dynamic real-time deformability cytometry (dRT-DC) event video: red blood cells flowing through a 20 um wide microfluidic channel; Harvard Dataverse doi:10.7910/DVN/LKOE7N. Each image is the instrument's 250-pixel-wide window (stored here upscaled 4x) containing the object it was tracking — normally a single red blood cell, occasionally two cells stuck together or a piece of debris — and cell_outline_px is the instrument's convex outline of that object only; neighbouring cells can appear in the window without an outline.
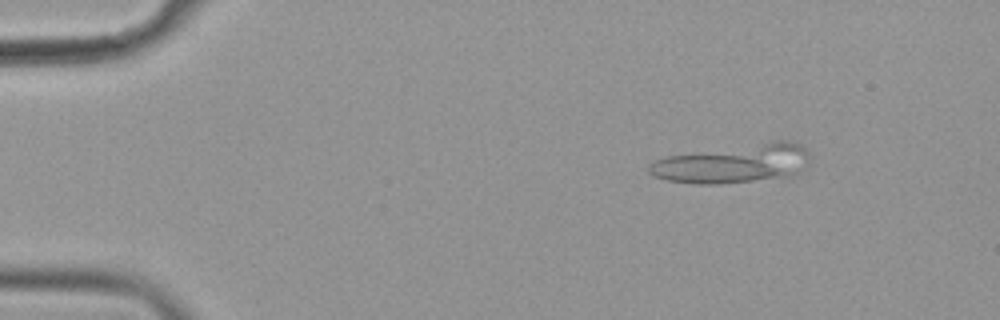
{"species": "common noctule bat (a hibernating species)", "species_latin": "Nyctalus noctula", "temperature_condition": "cold", "stored_images_in_passage": 18, "camera_frame_rate_fps": 3000, "um_per_image_px": 0.085, "animal": {"sex": "female", "body_mass_g": 19.9}, "frame": {"image": 1, "passage_image": 2, "time_ms": 0.333, "image_size_px": [1000, 320], "cell_outline_px": [[808, 164], [804, 168], [788, 176], [720, 184], [696, 184], [668, 180], [652, 176], [648, 172], [648, 164], [656, 160], [668, 156], [776, 140], [796, 140], [808, 152]], "centroid_in_image_um": [62.33, 13.9], "position_along_channel_um": 22.7, "area_um2": 36.01}}
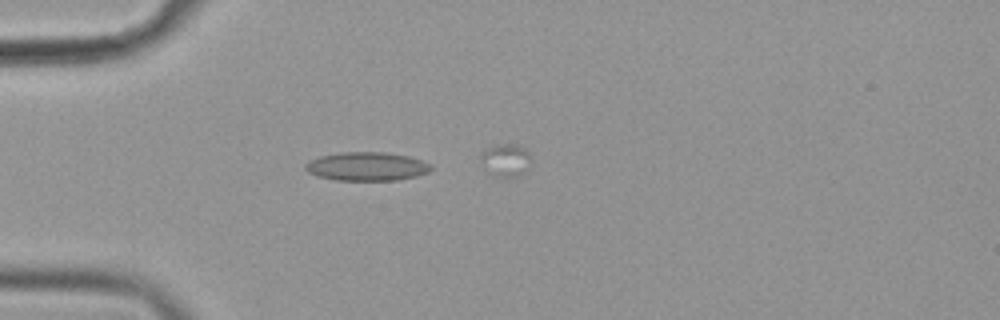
{"frame": {"image": 2, "passage_image": 10, "time_ms": 3.0, "image_size_px": [1000, 320], "cell_outline_px": [[432, 168], [428, 172], [416, 176], [396, 180], [336, 180], [316, 176], [308, 172], [304, 168], [304, 164], [320, 156], [340, 152], [384, 152], [408, 156], [432, 164]], "centroid_in_image_um": [31.16, 14.14], "position_along_channel_um": 53.8, "area_um2": 20.92}}
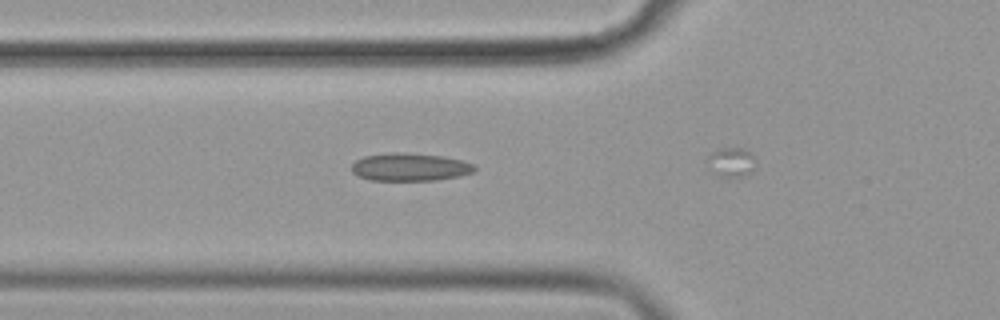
{"frame": {"image": 3, "passage_image": 14, "time_ms": 4.333, "image_size_px": [1000, 320], "cell_outline_px": [[476, 168], [472, 172], [460, 176], [436, 180], [372, 180], [356, 176], [352, 172], [352, 164], [356, 160], [364, 156], [392, 152], [404, 152], [444, 156], [476, 164]], "centroid_in_image_um": [34.84, 14.19], "position_along_channel_um": 91.0, "area_um2": 20.06}}